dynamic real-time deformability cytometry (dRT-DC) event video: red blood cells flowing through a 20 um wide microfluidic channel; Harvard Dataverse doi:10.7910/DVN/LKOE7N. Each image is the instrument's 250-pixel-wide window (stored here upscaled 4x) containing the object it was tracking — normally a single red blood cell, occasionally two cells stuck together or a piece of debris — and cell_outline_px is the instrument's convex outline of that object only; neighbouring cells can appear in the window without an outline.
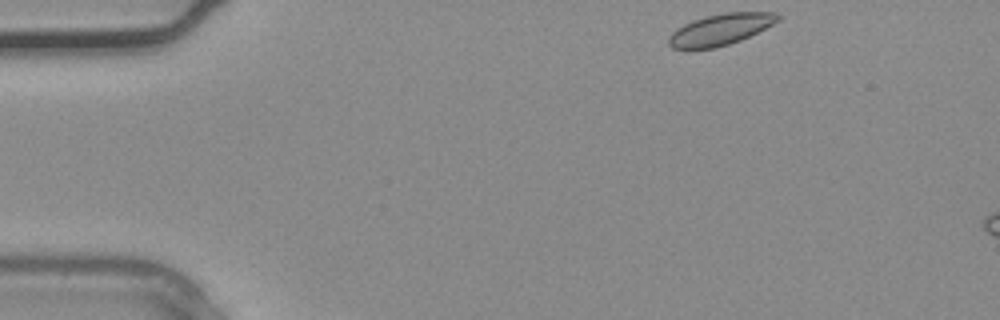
{"species": "common noctule bat (a hibernating species)", "species_latin": "Nyctalus noctula", "temperature_condition": "warm", "stored_images_in_passage": 30, "segment_of_instrument_passage": [1, 2], "camera_frame_rate_fps": 3000, "um_per_image_px": 0.085, "animal": {"sex": "male", "body_mass_g": 20.4}, "frame": {"image": 1, "passage_image": 1, "time_ms": 0.0, "image_size_px": [1000, 320], "cell_outline_px": [[780, 20], [740, 40], [716, 48], [688, 52], [672, 48], [668, 44], [668, 36], [672, 32], [684, 24], [692, 20], [704, 16], [724, 12], [776, 12], [780, 16]], "centroid_in_image_um": [61.14, 2.54], "position_along_channel_um": 23.9, "area_um2": 20.35}}